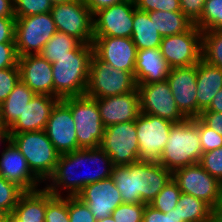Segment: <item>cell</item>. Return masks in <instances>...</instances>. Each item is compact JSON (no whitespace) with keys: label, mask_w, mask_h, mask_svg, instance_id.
Masks as SVG:
<instances>
[{"label":"cell","mask_w":222,"mask_h":222,"mask_svg":"<svg viewBox=\"0 0 222 222\" xmlns=\"http://www.w3.org/2000/svg\"><path fill=\"white\" fill-rule=\"evenodd\" d=\"M206 126L217 131L222 136V113L202 111L198 117Z\"/></svg>","instance_id":"48"},{"label":"cell","mask_w":222,"mask_h":222,"mask_svg":"<svg viewBox=\"0 0 222 222\" xmlns=\"http://www.w3.org/2000/svg\"><path fill=\"white\" fill-rule=\"evenodd\" d=\"M199 164L211 176L215 177L222 183V147L209 152H204Z\"/></svg>","instance_id":"39"},{"label":"cell","mask_w":222,"mask_h":222,"mask_svg":"<svg viewBox=\"0 0 222 222\" xmlns=\"http://www.w3.org/2000/svg\"><path fill=\"white\" fill-rule=\"evenodd\" d=\"M71 110L80 149L98 148L103 140L105 127L97 102L86 95L61 99Z\"/></svg>","instance_id":"6"},{"label":"cell","mask_w":222,"mask_h":222,"mask_svg":"<svg viewBox=\"0 0 222 222\" xmlns=\"http://www.w3.org/2000/svg\"><path fill=\"white\" fill-rule=\"evenodd\" d=\"M45 132L60 155L80 149L71 110L62 100L52 110Z\"/></svg>","instance_id":"18"},{"label":"cell","mask_w":222,"mask_h":222,"mask_svg":"<svg viewBox=\"0 0 222 222\" xmlns=\"http://www.w3.org/2000/svg\"><path fill=\"white\" fill-rule=\"evenodd\" d=\"M198 133L203 153L222 147V136L217 131L206 126L199 118Z\"/></svg>","instance_id":"43"},{"label":"cell","mask_w":222,"mask_h":222,"mask_svg":"<svg viewBox=\"0 0 222 222\" xmlns=\"http://www.w3.org/2000/svg\"><path fill=\"white\" fill-rule=\"evenodd\" d=\"M74 0H50L52 6L53 5H58V4H67V3H70Z\"/></svg>","instance_id":"55"},{"label":"cell","mask_w":222,"mask_h":222,"mask_svg":"<svg viewBox=\"0 0 222 222\" xmlns=\"http://www.w3.org/2000/svg\"><path fill=\"white\" fill-rule=\"evenodd\" d=\"M60 100L58 97L35 94L16 122L9 128L10 133L45 130L52 110Z\"/></svg>","instance_id":"23"},{"label":"cell","mask_w":222,"mask_h":222,"mask_svg":"<svg viewBox=\"0 0 222 222\" xmlns=\"http://www.w3.org/2000/svg\"><path fill=\"white\" fill-rule=\"evenodd\" d=\"M114 166L129 165L140 160L136 122L127 121L104 129L100 144Z\"/></svg>","instance_id":"10"},{"label":"cell","mask_w":222,"mask_h":222,"mask_svg":"<svg viewBox=\"0 0 222 222\" xmlns=\"http://www.w3.org/2000/svg\"><path fill=\"white\" fill-rule=\"evenodd\" d=\"M0 176L17 184L24 191H33L44 186L11 140L0 153Z\"/></svg>","instance_id":"20"},{"label":"cell","mask_w":222,"mask_h":222,"mask_svg":"<svg viewBox=\"0 0 222 222\" xmlns=\"http://www.w3.org/2000/svg\"><path fill=\"white\" fill-rule=\"evenodd\" d=\"M20 80L35 94L53 96L52 63L37 55L18 57Z\"/></svg>","instance_id":"22"},{"label":"cell","mask_w":222,"mask_h":222,"mask_svg":"<svg viewBox=\"0 0 222 222\" xmlns=\"http://www.w3.org/2000/svg\"><path fill=\"white\" fill-rule=\"evenodd\" d=\"M135 122L140 160L158 161L175 123L144 113H140Z\"/></svg>","instance_id":"13"},{"label":"cell","mask_w":222,"mask_h":222,"mask_svg":"<svg viewBox=\"0 0 222 222\" xmlns=\"http://www.w3.org/2000/svg\"><path fill=\"white\" fill-rule=\"evenodd\" d=\"M50 13L57 31L76 38L82 44H93V14L84 0L53 5Z\"/></svg>","instance_id":"9"},{"label":"cell","mask_w":222,"mask_h":222,"mask_svg":"<svg viewBox=\"0 0 222 222\" xmlns=\"http://www.w3.org/2000/svg\"><path fill=\"white\" fill-rule=\"evenodd\" d=\"M203 150L198 133V118L175 123L158 163L172 173L180 168L199 163Z\"/></svg>","instance_id":"4"},{"label":"cell","mask_w":222,"mask_h":222,"mask_svg":"<svg viewBox=\"0 0 222 222\" xmlns=\"http://www.w3.org/2000/svg\"><path fill=\"white\" fill-rule=\"evenodd\" d=\"M16 17H0V43H15Z\"/></svg>","instance_id":"47"},{"label":"cell","mask_w":222,"mask_h":222,"mask_svg":"<svg viewBox=\"0 0 222 222\" xmlns=\"http://www.w3.org/2000/svg\"><path fill=\"white\" fill-rule=\"evenodd\" d=\"M212 222H222V196L219 199L217 207L213 210Z\"/></svg>","instance_id":"53"},{"label":"cell","mask_w":222,"mask_h":222,"mask_svg":"<svg viewBox=\"0 0 222 222\" xmlns=\"http://www.w3.org/2000/svg\"><path fill=\"white\" fill-rule=\"evenodd\" d=\"M24 192L17 184L0 176V208L9 215L18 204L19 198Z\"/></svg>","instance_id":"36"},{"label":"cell","mask_w":222,"mask_h":222,"mask_svg":"<svg viewBox=\"0 0 222 222\" xmlns=\"http://www.w3.org/2000/svg\"><path fill=\"white\" fill-rule=\"evenodd\" d=\"M96 222H116L113 217L110 215L109 217L103 218L101 220H97Z\"/></svg>","instance_id":"56"},{"label":"cell","mask_w":222,"mask_h":222,"mask_svg":"<svg viewBox=\"0 0 222 222\" xmlns=\"http://www.w3.org/2000/svg\"><path fill=\"white\" fill-rule=\"evenodd\" d=\"M10 135L11 141L23 154L31 171L45 183L53 174L60 156L45 130Z\"/></svg>","instance_id":"5"},{"label":"cell","mask_w":222,"mask_h":222,"mask_svg":"<svg viewBox=\"0 0 222 222\" xmlns=\"http://www.w3.org/2000/svg\"><path fill=\"white\" fill-rule=\"evenodd\" d=\"M94 99L105 128L117 123L135 121L141 113L138 89L121 95Z\"/></svg>","instance_id":"21"},{"label":"cell","mask_w":222,"mask_h":222,"mask_svg":"<svg viewBox=\"0 0 222 222\" xmlns=\"http://www.w3.org/2000/svg\"><path fill=\"white\" fill-rule=\"evenodd\" d=\"M68 213L70 222H96L89 207L76 196H68Z\"/></svg>","instance_id":"40"},{"label":"cell","mask_w":222,"mask_h":222,"mask_svg":"<svg viewBox=\"0 0 222 222\" xmlns=\"http://www.w3.org/2000/svg\"><path fill=\"white\" fill-rule=\"evenodd\" d=\"M180 195L181 190L179 189L178 184L172 178L162 188L150 205L163 213H168L177 206Z\"/></svg>","instance_id":"35"},{"label":"cell","mask_w":222,"mask_h":222,"mask_svg":"<svg viewBox=\"0 0 222 222\" xmlns=\"http://www.w3.org/2000/svg\"><path fill=\"white\" fill-rule=\"evenodd\" d=\"M93 44H84L75 55H65L52 63L53 97L59 99L86 94Z\"/></svg>","instance_id":"3"},{"label":"cell","mask_w":222,"mask_h":222,"mask_svg":"<svg viewBox=\"0 0 222 222\" xmlns=\"http://www.w3.org/2000/svg\"><path fill=\"white\" fill-rule=\"evenodd\" d=\"M201 59L222 69V29L202 32Z\"/></svg>","instance_id":"32"},{"label":"cell","mask_w":222,"mask_h":222,"mask_svg":"<svg viewBox=\"0 0 222 222\" xmlns=\"http://www.w3.org/2000/svg\"><path fill=\"white\" fill-rule=\"evenodd\" d=\"M139 10L152 12H177L181 11L180 0H133Z\"/></svg>","instance_id":"42"},{"label":"cell","mask_w":222,"mask_h":222,"mask_svg":"<svg viewBox=\"0 0 222 222\" xmlns=\"http://www.w3.org/2000/svg\"><path fill=\"white\" fill-rule=\"evenodd\" d=\"M83 45L76 38L57 31L44 45L39 55L48 62L54 63L57 58L65 55H75V50L80 49Z\"/></svg>","instance_id":"31"},{"label":"cell","mask_w":222,"mask_h":222,"mask_svg":"<svg viewBox=\"0 0 222 222\" xmlns=\"http://www.w3.org/2000/svg\"><path fill=\"white\" fill-rule=\"evenodd\" d=\"M84 1L91 10L92 14H94L95 12L103 8L110 7L124 0H84Z\"/></svg>","instance_id":"49"},{"label":"cell","mask_w":222,"mask_h":222,"mask_svg":"<svg viewBox=\"0 0 222 222\" xmlns=\"http://www.w3.org/2000/svg\"><path fill=\"white\" fill-rule=\"evenodd\" d=\"M148 14L162 37L184 33L194 25L181 11H152Z\"/></svg>","instance_id":"30"},{"label":"cell","mask_w":222,"mask_h":222,"mask_svg":"<svg viewBox=\"0 0 222 222\" xmlns=\"http://www.w3.org/2000/svg\"><path fill=\"white\" fill-rule=\"evenodd\" d=\"M145 205L144 203H122L111 213V216L116 222H142Z\"/></svg>","instance_id":"38"},{"label":"cell","mask_w":222,"mask_h":222,"mask_svg":"<svg viewBox=\"0 0 222 222\" xmlns=\"http://www.w3.org/2000/svg\"><path fill=\"white\" fill-rule=\"evenodd\" d=\"M0 17H15L13 0H0Z\"/></svg>","instance_id":"50"},{"label":"cell","mask_w":222,"mask_h":222,"mask_svg":"<svg viewBox=\"0 0 222 222\" xmlns=\"http://www.w3.org/2000/svg\"><path fill=\"white\" fill-rule=\"evenodd\" d=\"M11 135L9 128L0 124V153L5 148V146L10 142Z\"/></svg>","instance_id":"52"},{"label":"cell","mask_w":222,"mask_h":222,"mask_svg":"<svg viewBox=\"0 0 222 222\" xmlns=\"http://www.w3.org/2000/svg\"><path fill=\"white\" fill-rule=\"evenodd\" d=\"M195 25L202 32L222 29V0H206L202 16Z\"/></svg>","instance_id":"33"},{"label":"cell","mask_w":222,"mask_h":222,"mask_svg":"<svg viewBox=\"0 0 222 222\" xmlns=\"http://www.w3.org/2000/svg\"><path fill=\"white\" fill-rule=\"evenodd\" d=\"M172 178L181 193L202 199L213 209L217 207L222 196V183L205 171L199 163L175 170Z\"/></svg>","instance_id":"11"},{"label":"cell","mask_w":222,"mask_h":222,"mask_svg":"<svg viewBox=\"0 0 222 222\" xmlns=\"http://www.w3.org/2000/svg\"><path fill=\"white\" fill-rule=\"evenodd\" d=\"M51 9L50 0H13V10L16 18L50 13Z\"/></svg>","instance_id":"37"},{"label":"cell","mask_w":222,"mask_h":222,"mask_svg":"<svg viewBox=\"0 0 222 222\" xmlns=\"http://www.w3.org/2000/svg\"><path fill=\"white\" fill-rule=\"evenodd\" d=\"M113 167L102 148L79 149L59 156L44 187L54 196H76L86 185L110 178Z\"/></svg>","instance_id":"1"},{"label":"cell","mask_w":222,"mask_h":222,"mask_svg":"<svg viewBox=\"0 0 222 222\" xmlns=\"http://www.w3.org/2000/svg\"><path fill=\"white\" fill-rule=\"evenodd\" d=\"M160 50L170 68L196 65L201 60L202 31L194 24L184 33L162 37Z\"/></svg>","instance_id":"12"},{"label":"cell","mask_w":222,"mask_h":222,"mask_svg":"<svg viewBox=\"0 0 222 222\" xmlns=\"http://www.w3.org/2000/svg\"><path fill=\"white\" fill-rule=\"evenodd\" d=\"M179 110L188 118H197V64L171 68L166 78Z\"/></svg>","instance_id":"17"},{"label":"cell","mask_w":222,"mask_h":222,"mask_svg":"<svg viewBox=\"0 0 222 222\" xmlns=\"http://www.w3.org/2000/svg\"><path fill=\"white\" fill-rule=\"evenodd\" d=\"M20 81V71L18 64L15 67L0 70V105L5 101Z\"/></svg>","instance_id":"41"},{"label":"cell","mask_w":222,"mask_h":222,"mask_svg":"<svg viewBox=\"0 0 222 222\" xmlns=\"http://www.w3.org/2000/svg\"><path fill=\"white\" fill-rule=\"evenodd\" d=\"M111 178L123 203L150 204L172 179V172L157 161L139 160L129 165L114 166Z\"/></svg>","instance_id":"2"},{"label":"cell","mask_w":222,"mask_h":222,"mask_svg":"<svg viewBox=\"0 0 222 222\" xmlns=\"http://www.w3.org/2000/svg\"><path fill=\"white\" fill-rule=\"evenodd\" d=\"M140 112L170 120L174 123L188 119L178 108L167 79L149 84H138Z\"/></svg>","instance_id":"14"},{"label":"cell","mask_w":222,"mask_h":222,"mask_svg":"<svg viewBox=\"0 0 222 222\" xmlns=\"http://www.w3.org/2000/svg\"><path fill=\"white\" fill-rule=\"evenodd\" d=\"M45 222H70L68 196H54L46 189Z\"/></svg>","instance_id":"34"},{"label":"cell","mask_w":222,"mask_h":222,"mask_svg":"<svg viewBox=\"0 0 222 222\" xmlns=\"http://www.w3.org/2000/svg\"><path fill=\"white\" fill-rule=\"evenodd\" d=\"M9 214L0 208V222H7V218H8Z\"/></svg>","instance_id":"54"},{"label":"cell","mask_w":222,"mask_h":222,"mask_svg":"<svg viewBox=\"0 0 222 222\" xmlns=\"http://www.w3.org/2000/svg\"><path fill=\"white\" fill-rule=\"evenodd\" d=\"M197 118L206 110L218 91L222 89V69L204 60L197 63Z\"/></svg>","instance_id":"25"},{"label":"cell","mask_w":222,"mask_h":222,"mask_svg":"<svg viewBox=\"0 0 222 222\" xmlns=\"http://www.w3.org/2000/svg\"><path fill=\"white\" fill-rule=\"evenodd\" d=\"M206 0H180L181 12L195 24L202 16Z\"/></svg>","instance_id":"45"},{"label":"cell","mask_w":222,"mask_h":222,"mask_svg":"<svg viewBox=\"0 0 222 222\" xmlns=\"http://www.w3.org/2000/svg\"><path fill=\"white\" fill-rule=\"evenodd\" d=\"M204 111H213L222 113V89L217 92L215 97L212 99L210 106Z\"/></svg>","instance_id":"51"},{"label":"cell","mask_w":222,"mask_h":222,"mask_svg":"<svg viewBox=\"0 0 222 222\" xmlns=\"http://www.w3.org/2000/svg\"><path fill=\"white\" fill-rule=\"evenodd\" d=\"M160 48L137 50L134 68L136 84H149L165 80L170 72Z\"/></svg>","instance_id":"24"},{"label":"cell","mask_w":222,"mask_h":222,"mask_svg":"<svg viewBox=\"0 0 222 222\" xmlns=\"http://www.w3.org/2000/svg\"><path fill=\"white\" fill-rule=\"evenodd\" d=\"M7 222H18L11 214L7 218Z\"/></svg>","instance_id":"57"},{"label":"cell","mask_w":222,"mask_h":222,"mask_svg":"<svg viewBox=\"0 0 222 222\" xmlns=\"http://www.w3.org/2000/svg\"><path fill=\"white\" fill-rule=\"evenodd\" d=\"M56 32L51 13L16 18L14 42L18 57L39 54Z\"/></svg>","instance_id":"8"},{"label":"cell","mask_w":222,"mask_h":222,"mask_svg":"<svg viewBox=\"0 0 222 222\" xmlns=\"http://www.w3.org/2000/svg\"><path fill=\"white\" fill-rule=\"evenodd\" d=\"M137 89L134 75L121 71L100 61L95 55L91 58L86 96L105 98L125 94Z\"/></svg>","instance_id":"7"},{"label":"cell","mask_w":222,"mask_h":222,"mask_svg":"<svg viewBox=\"0 0 222 222\" xmlns=\"http://www.w3.org/2000/svg\"><path fill=\"white\" fill-rule=\"evenodd\" d=\"M135 4L124 0L93 14L94 37L131 38Z\"/></svg>","instance_id":"15"},{"label":"cell","mask_w":222,"mask_h":222,"mask_svg":"<svg viewBox=\"0 0 222 222\" xmlns=\"http://www.w3.org/2000/svg\"><path fill=\"white\" fill-rule=\"evenodd\" d=\"M176 207L183 222H212L214 209L202 199L181 193Z\"/></svg>","instance_id":"29"},{"label":"cell","mask_w":222,"mask_h":222,"mask_svg":"<svg viewBox=\"0 0 222 222\" xmlns=\"http://www.w3.org/2000/svg\"><path fill=\"white\" fill-rule=\"evenodd\" d=\"M142 222H183V220L179 219L177 207L168 213H163L150 204H146Z\"/></svg>","instance_id":"44"},{"label":"cell","mask_w":222,"mask_h":222,"mask_svg":"<svg viewBox=\"0 0 222 222\" xmlns=\"http://www.w3.org/2000/svg\"><path fill=\"white\" fill-rule=\"evenodd\" d=\"M34 96L35 93L20 80L0 105V124L10 128Z\"/></svg>","instance_id":"27"},{"label":"cell","mask_w":222,"mask_h":222,"mask_svg":"<svg viewBox=\"0 0 222 222\" xmlns=\"http://www.w3.org/2000/svg\"><path fill=\"white\" fill-rule=\"evenodd\" d=\"M46 188L25 191L11 215L18 222H45Z\"/></svg>","instance_id":"26"},{"label":"cell","mask_w":222,"mask_h":222,"mask_svg":"<svg viewBox=\"0 0 222 222\" xmlns=\"http://www.w3.org/2000/svg\"><path fill=\"white\" fill-rule=\"evenodd\" d=\"M93 50L100 61L134 75L137 49L131 38L94 37Z\"/></svg>","instance_id":"16"},{"label":"cell","mask_w":222,"mask_h":222,"mask_svg":"<svg viewBox=\"0 0 222 222\" xmlns=\"http://www.w3.org/2000/svg\"><path fill=\"white\" fill-rule=\"evenodd\" d=\"M18 64V55L15 43H0V70L15 67Z\"/></svg>","instance_id":"46"},{"label":"cell","mask_w":222,"mask_h":222,"mask_svg":"<svg viewBox=\"0 0 222 222\" xmlns=\"http://www.w3.org/2000/svg\"><path fill=\"white\" fill-rule=\"evenodd\" d=\"M76 197L89 207L96 221L109 217L123 203L111 177L86 185Z\"/></svg>","instance_id":"19"},{"label":"cell","mask_w":222,"mask_h":222,"mask_svg":"<svg viewBox=\"0 0 222 222\" xmlns=\"http://www.w3.org/2000/svg\"><path fill=\"white\" fill-rule=\"evenodd\" d=\"M133 23L131 39L137 50L160 48L162 36L156 30L148 12L135 8Z\"/></svg>","instance_id":"28"}]
</instances>
